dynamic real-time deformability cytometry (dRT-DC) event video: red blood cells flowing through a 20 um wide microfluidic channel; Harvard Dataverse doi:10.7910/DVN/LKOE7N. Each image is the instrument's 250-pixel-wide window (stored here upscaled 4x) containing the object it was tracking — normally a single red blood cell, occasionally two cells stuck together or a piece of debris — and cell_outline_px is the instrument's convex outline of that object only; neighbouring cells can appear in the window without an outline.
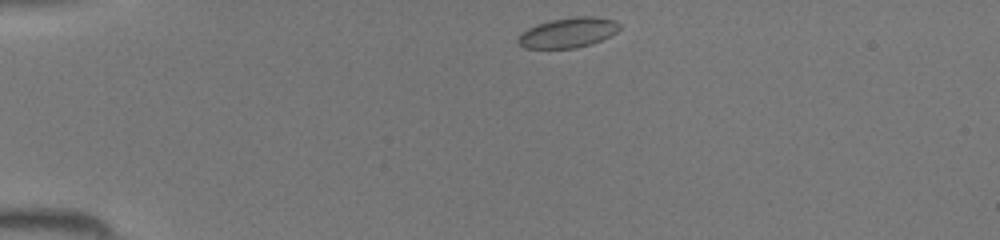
{"species": "common noctule bat (a hibernating species)", "species_latin": "Nyctalus noctula", "temperature_condition": "room temperature", "stored_images_in_passage": 36, "camera_frame_rate_fps": 3000, "um_per_image_px": 0.085, "animal": {"sex": "female", "body_mass_g": 19.5, "forearm_length_mm": 54.1}, "frame": {"image": 1, "passage_image": 1, "time_ms": 0.0, "image_size_px": [1000, 240], "cell_outline_px": [[620, 28], [616, 32], [592, 44], [576, 48], [524, 48], [516, 40], [528, 28], [536, 24], [552, 20], [576, 16], [592, 16], [616, 20], [620, 24]], "centroid_in_image_um": [48.31, 2.77], "position_along_channel_um": 36.7, "area_um2": 17.63}}
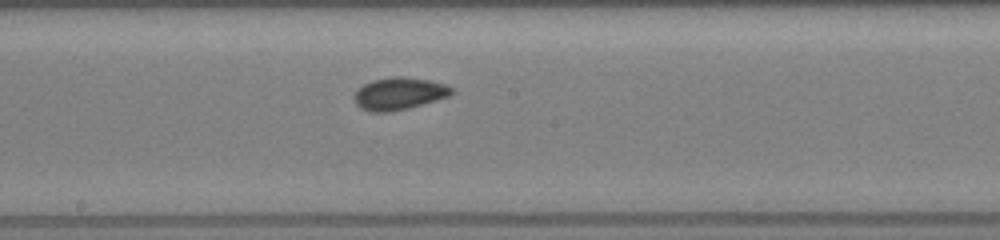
{"frame": {"image": 2, "passage_image": 16, "time_ms": 5.0, "image_size_px": [1000, 240], "cell_outline_px": [[456, 88], [448, 96], [436, 100], [408, 108], [388, 112], [372, 112], [360, 108], [352, 100], [352, 96], [364, 84], [372, 80], [392, 76], [404, 76], [428, 80], [444, 84]], "centroid_in_image_um": [33.89, 7.95], "position_along_channel_um": 214.3, "area_um2": 18.38}}
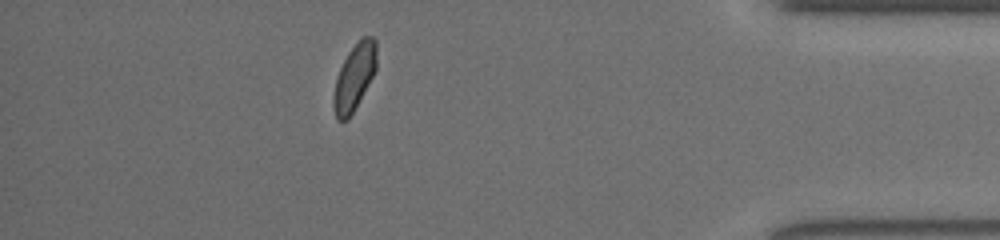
{"frame": {"image": 3, "passage_image": 31, "time_ms": 10.0, "image_size_px": [1000, 240], "cell_outline_px": [[376, 68], [372, 76], [348, 120], [336, 120], [332, 108], [332, 96], [336, 76], [348, 52], [364, 36], [372, 36], [376, 40]], "centroid_in_image_um": [30.08, 6.58], "position_along_channel_um": 405.1, "area_um2": 16.47}}